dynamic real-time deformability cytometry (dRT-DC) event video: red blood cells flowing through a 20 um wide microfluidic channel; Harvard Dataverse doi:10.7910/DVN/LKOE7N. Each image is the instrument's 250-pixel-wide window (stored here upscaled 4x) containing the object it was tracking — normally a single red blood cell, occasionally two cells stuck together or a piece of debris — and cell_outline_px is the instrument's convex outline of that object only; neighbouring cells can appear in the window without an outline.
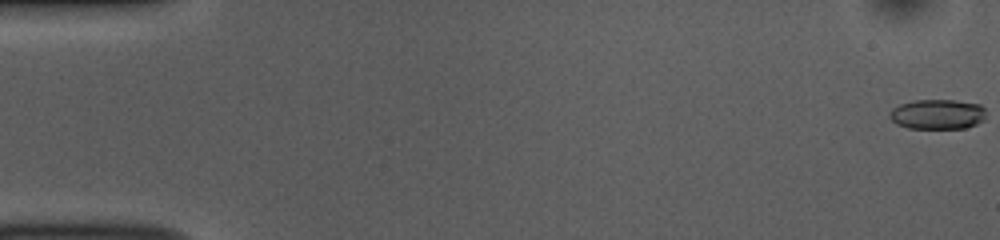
{"species": "common noctule bat (a hibernating species)", "species_latin": "Nyctalus noctula", "temperature_condition": "room temperature", "stored_images_in_passage": 52, "camera_frame_rate_fps": 3000, "um_per_image_px": 0.085, "animal": {"sex": "female", "body_mass_g": 10.0, "forearm_length_mm": 53.1}, "frame": {"image": 1, "passage_image": 1, "time_ms": 0.0, "image_size_px": [1000, 240], "cell_outline_px": [[984, 120], [976, 124], [964, 128], [908, 128], [896, 124], [888, 116], [888, 112], [892, 108], [900, 104], [912, 100], [956, 100], [980, 104], [984, 108]], "centroid_in_image_um": [79.65, 9.7], "position_along_channel_um": 5.4, "area_um2": 16.94}}
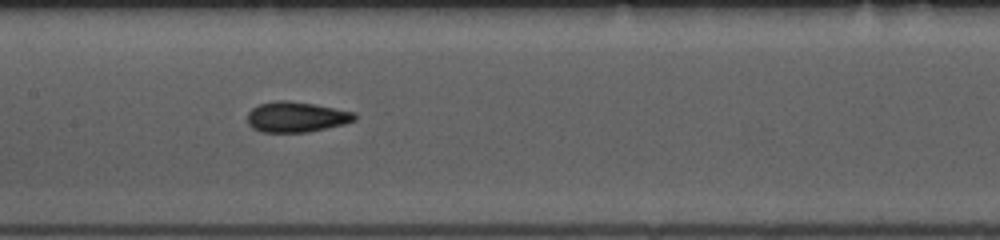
{"frame": {"image": 2, "passage_image": 27, "time_ms": 8.667, "image_size_px": [1000, 240], "cell_outline_px": [[356, 120], [344, 124], [308, 132], [260, 132], [252, 128], [248, 124], [248, 112], [252, 108], [260, 104], [276, 100], [288, 100], [312, 104], [356, 112]], "centroid_in_image_um": [25.18, 9.94], "position_along_channel_um": 182.2, "area_um2": 19.02}}
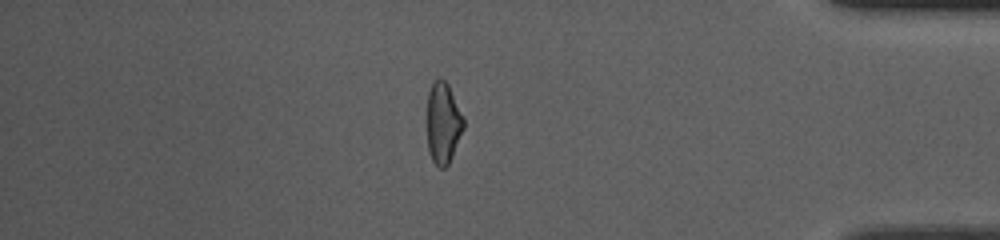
{"frame": {"image": 3, "passage_image": 47, "time_ms": 15.333, "image_size_px": [1000, 240], "cell_outline_px": [[464, 128], [452, 156], [448, 164], [444, 168], [440, 168], [432, 160], [428, 152], [428, 92], [432, 84], [440, 76], [448, 84], [464, 116]], "centroid_in_image_um": [37.68, 10.45], "position_along_channel_um": 397.5, "area_um2": 17.22}, "authors_computed_cell_mechanics": {"area_um2": 18.2648, "velocity_mm_per_s": 3.7414, "shape_relaxation_time_tau1_ms": 3.4551, "shape_relaxation_time_tau2_ms": 1.8092, "deformation_change_tau1": 0.1355, "deformation_change_tau2": 0.09}}